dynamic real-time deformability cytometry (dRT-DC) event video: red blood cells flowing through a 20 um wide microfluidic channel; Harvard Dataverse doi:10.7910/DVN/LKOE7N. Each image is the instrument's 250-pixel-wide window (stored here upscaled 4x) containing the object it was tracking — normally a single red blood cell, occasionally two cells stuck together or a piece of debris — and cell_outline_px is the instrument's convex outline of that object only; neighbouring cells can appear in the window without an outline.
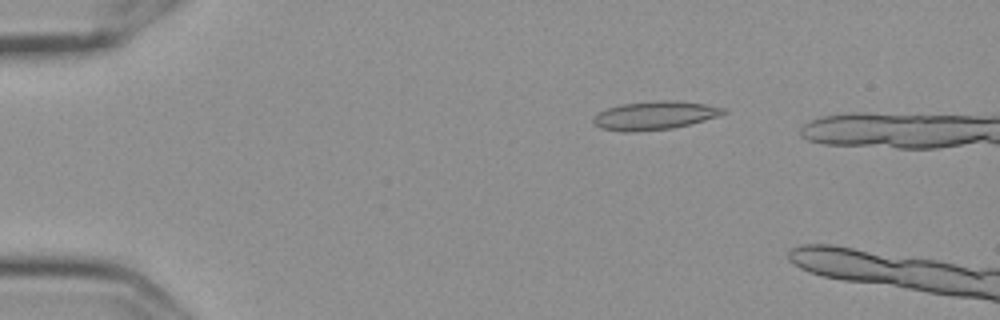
{"species": "Egyptian fruit bat (a non-hibernating species)", "species_latin": "Rousettus aegyptiacus", "temperature_condition": "cold", "stored_images_in_passage": 18, "camera_frame_rate_fps": 3000, "um_per_image_px": 0.085, "frame": {"image": 1, "passage_image": 11, "time_ms": 3.333, "image_size_px": [1000, 320], "cell_outline_px": [[728, 112], [720, 116], [672, 128], [636, 132], [624, 132], [600, 128], [592, 120], [592, 116], [608, 108], [620, 104], [660, 100], [672, 100], [704, 104], [728, 108]], "centroid_in_image_um": [55.66, 9.81], "position_along_channel_um": 29.3, "area_um2": 21.62}}